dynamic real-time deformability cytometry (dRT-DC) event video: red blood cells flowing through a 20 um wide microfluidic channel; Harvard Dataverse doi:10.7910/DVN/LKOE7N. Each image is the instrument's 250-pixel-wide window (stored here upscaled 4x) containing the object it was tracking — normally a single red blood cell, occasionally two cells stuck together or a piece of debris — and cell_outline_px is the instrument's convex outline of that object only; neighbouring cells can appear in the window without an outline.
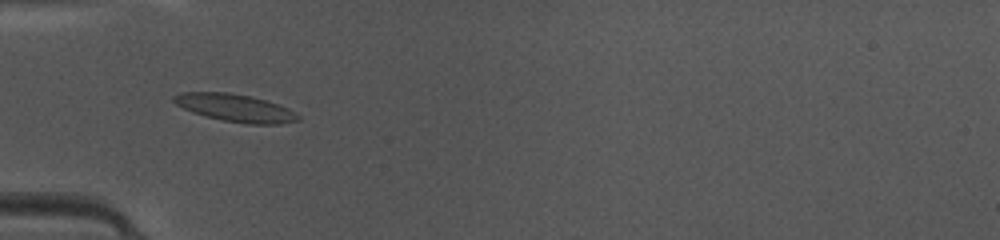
{"species": "common noctule bat (a hibernating species)", "species_latin": "Nyctalus noctula", "temperature_condition": "warm", "stored_images_in_passage": 48, "camera_frame_rate_fps": 3000, "um_per_image_px": 0.085, "animal": {"sex": "female", "body_mass_g": 10.0, "forearm_length_mm": 53.1}, "frame": {"image": 1, "passage_image": 16, "time_ms": 5.0, "image_size_px": [1000, 240], "cell_outline_px": [[300, 120], [280, 124], [244, 124], [224, 120], [192, 112], [176, 104], [172, 100], [172, 96], [180, 92], [228, 92], [252, 96], [288, 108], [296, 112], [300, 116]], "centroid_in_image_um": [20.01, 9.17], "position_along_channel_um": 65.0, "area_um2": 19.94}}
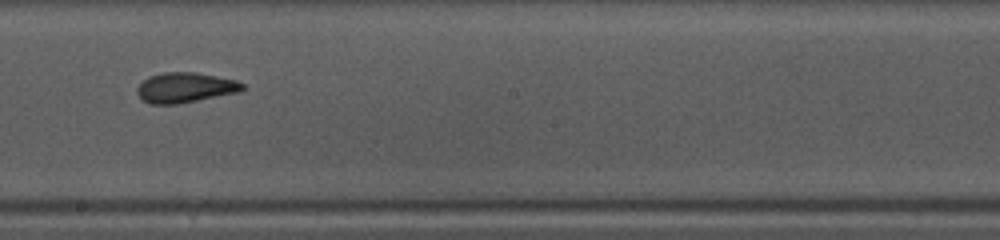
{"frame": {"image": 2, "passage_image": 28, "time_ms": 9.0, "image_size_px": [1000, 240], "cell_outline_px": [[244, 88], [240, 92], [176, 104], [148, 104], [136, 92], [136, 88], [148, 76], [164, 72], [196, 72], [236, 80], [244, 84]], "centroid_in_image_um": [15.73, 7.44], "position_along_channel_um": 232.5, "area_um2": 18.44}}
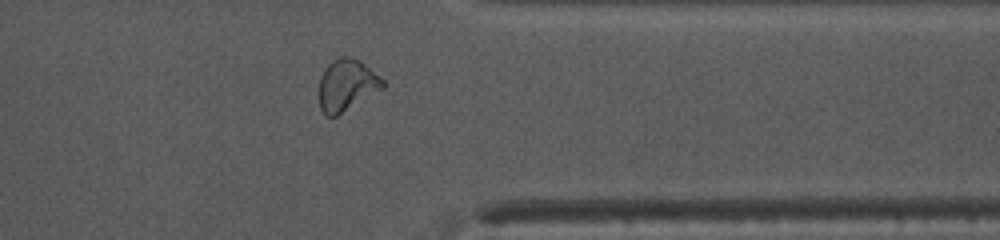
{"frame": {"image": 3, "passage_image": 39, "time_ms": 12.667, "image_size_px": [1000, 240], "cell_outline_px": [[388, 84], [384, 88], [336, 116], [324, 116], [320, 108], [320, 76], [324, 68], [332, 60], [340, 56], [348, 56], [360, 60], [384, 80]], "centroid_in_image_um": [29.48, 7.22], "position_along_channel_um": 381.9, "area_um2": 19.25}, "authors_computed_cell_mechanics": {"area_um2": 19.2185, "velocity_mm_per_s": 4.1956, "shape_relaxation_time_tau1_ms": 9.0367, "shape_relaxation_time_tau2_ms": 1.3259, "deformation_change_tau1": 0.2238, "deformation_change_tau2": 0.0804}}